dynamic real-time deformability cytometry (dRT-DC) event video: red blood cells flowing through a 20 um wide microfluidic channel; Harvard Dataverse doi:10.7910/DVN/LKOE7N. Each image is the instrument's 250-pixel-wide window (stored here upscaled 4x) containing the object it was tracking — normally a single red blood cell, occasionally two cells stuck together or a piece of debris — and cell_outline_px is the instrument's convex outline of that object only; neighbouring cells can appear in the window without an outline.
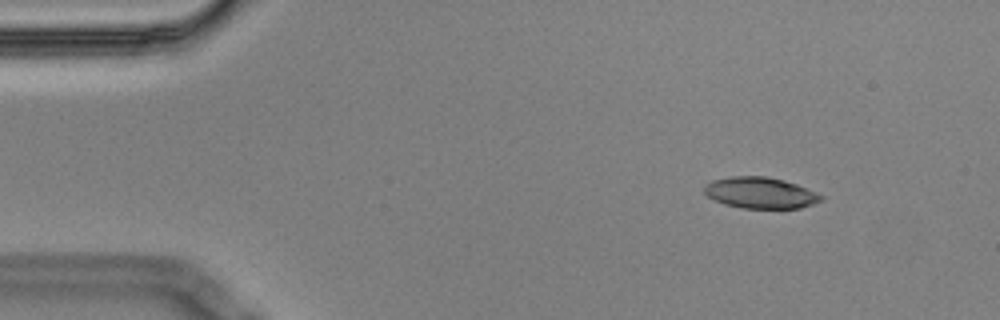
{"species": "Egyptian fruit bat (a non-hibernating species)", "species_latin": "Rousettus aegyptiacus", "temperature_condition": "cold", "stored_images_in_passage": 6, "camera_frame_rate_fps": 3000, "um_per_image_px": 0.085, "animal": {"sex": "male"}, "frame": {"image": 1, "passage_image": 1, "time_ms": 0.0, "image_size_px": [1000, 320], "cell_outline_px": [[824, 200], [800, 208], [744, 208], [724, 204], [708, 196], [704, 192], [704, 184], [712, 180], [732, 176], [764, 176], [784, 180], [796, 184], [816, 192], [824, 196]], "centroid_in_image_um": [64.64, 16.38], "position_along_channel_um": 20.4, "area_um2": 21.21}}
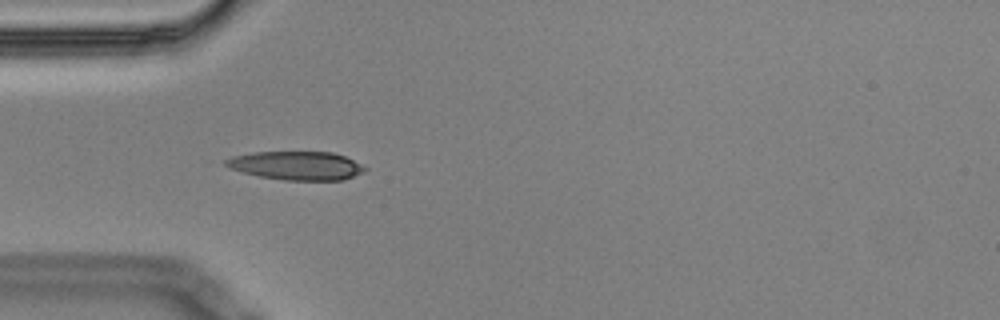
{"frame": {"image": 2, "passage_image": 4, "time_ms": 1.0, "image_size_px": [1000, 320], "cell_outline_px": [[368, 168], [364, 172], [344, 180], [284, 180], [260, 176], [228, 168], [224, 164], [224, 160], [232, 156], [256, 152], [332, 152], [344, 156]], "centroid_in_image_um": [25.2, 14.08], "position_along_channel_um": 59.8, "area_um2": 23.06}}